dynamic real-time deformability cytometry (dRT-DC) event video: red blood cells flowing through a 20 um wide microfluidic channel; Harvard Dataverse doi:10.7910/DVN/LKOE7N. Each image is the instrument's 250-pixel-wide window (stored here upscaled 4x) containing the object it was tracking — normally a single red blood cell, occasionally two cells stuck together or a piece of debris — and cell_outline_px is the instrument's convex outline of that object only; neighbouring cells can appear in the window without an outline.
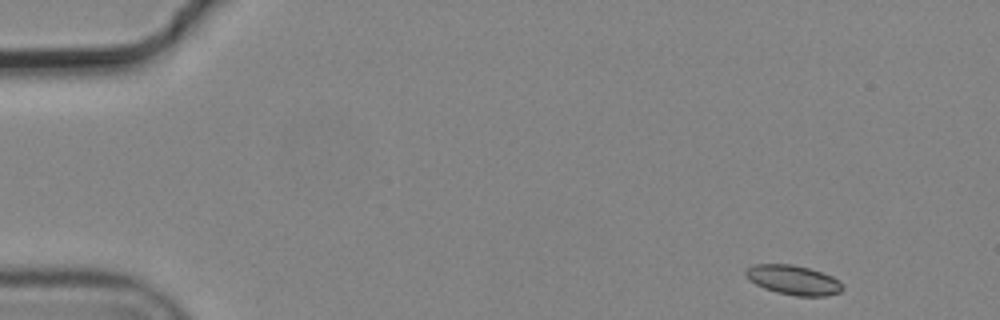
{"species": "common noctule bat (a hibernating species)", "species_latin": "Nyctalus noctula", "temperature_condition": "cold", "stored_images_in_passage": 8, "camera_frame_rate_fps": 3000, "um_per_image_px": 0.085, "animal": {"sex": "male", "body_mass_g": 19.2, "forearm_length_mm": 51.8}, "frame": {"image": 1, "passage_image": 1, "time_ms": 0.0, "image_size_px": [1000, 320], "cell_outline_px": [[844, 288], [840, 292], [824, 296], [796, 296], [776, 292], [764, 288], [748, 280], [744, 276], [744, 272], [752, 264], [792, 264], [808, 268], [832, 276], [840, 280], [844, 284]], "centroid_in_image_um": [67.43, 23.8], "position_along_channel_um": 17.6, "area_um2": 16.82}}
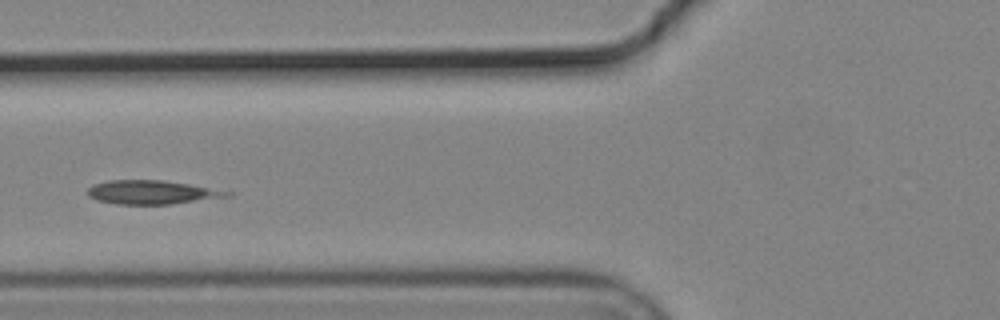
{"frame": {"image": 2, "passage_image": 5, "time_ms": 1.333, "image_size_px": [1000, 320], "cell_outline_px": [[232, 196], [172, 204], [116, 204], [96, 200], [88, 196], [88, 188], [92, 184], [108, 180], [164, 180], [188, 184], [232, 192]], "centroid_in_image_um": [12.87, 16.34], "position_along_channel_um": 112.9, "area_um2": 19.31}}
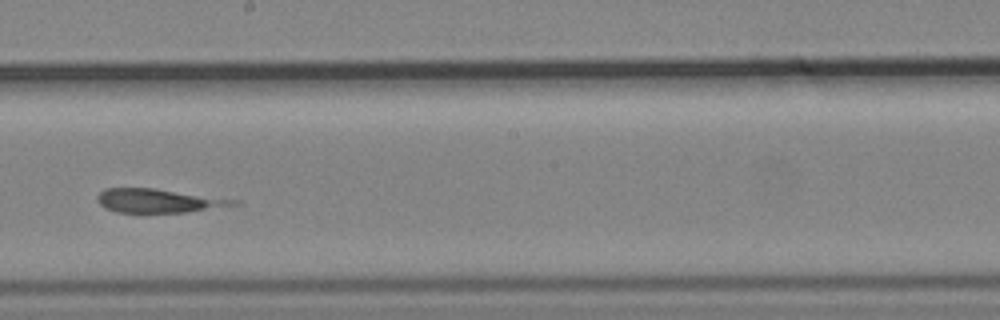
{"frame": {"image": 3, "passage_image": 8, "time_ms": 2.333, "image_size_px": [1000, 320], "cell_outline_px": [[240, 204], [188, 212], [116, 212], [100, 204], [96, 196], [104, 188], [152, 188], [240, 200]], "centroid_in_image_um": [13.48, 17.06], "position_along_channel_um": 234.7, "area_um2": 18.61}}